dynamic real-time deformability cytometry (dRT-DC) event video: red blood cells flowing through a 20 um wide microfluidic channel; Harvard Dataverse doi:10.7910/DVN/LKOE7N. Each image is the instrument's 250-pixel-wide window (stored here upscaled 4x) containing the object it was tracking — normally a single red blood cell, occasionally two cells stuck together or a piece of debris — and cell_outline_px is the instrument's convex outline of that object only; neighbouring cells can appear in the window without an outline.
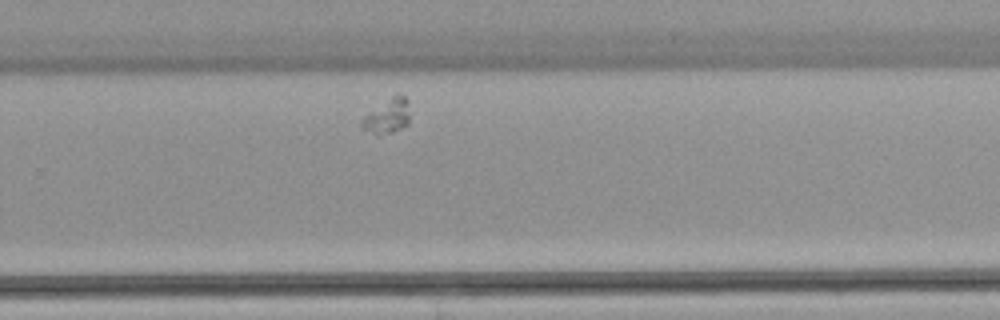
{"species": "common noctule bat (a hibernating species)", "species_latin": "Nyctalus noctula", "temperature_condition": "warm", "stored_images_in_passage": 33, "camera_frame_rate_fps": 3000, "um_per_image_px": 0.085, "animal": {"sex": "female", "body_mass_g": 22.7, "forearm_length_mm": 54.2}, "frame": {"image": 1, "passage_image": 24, "time_ms": 7.667, "image_size_px": [1000, 320], "cell_outline_px": [[408, 124], [404, 128], [380, 136], [376, 136], [360, 128], [360, 120], [368, 112], [396, 92], [404, 96], [408, 100]], "centroid_in_image_um": [32.89, 9.88], "position_along_channel_um": 296.9, "area_um2": 10.12}}